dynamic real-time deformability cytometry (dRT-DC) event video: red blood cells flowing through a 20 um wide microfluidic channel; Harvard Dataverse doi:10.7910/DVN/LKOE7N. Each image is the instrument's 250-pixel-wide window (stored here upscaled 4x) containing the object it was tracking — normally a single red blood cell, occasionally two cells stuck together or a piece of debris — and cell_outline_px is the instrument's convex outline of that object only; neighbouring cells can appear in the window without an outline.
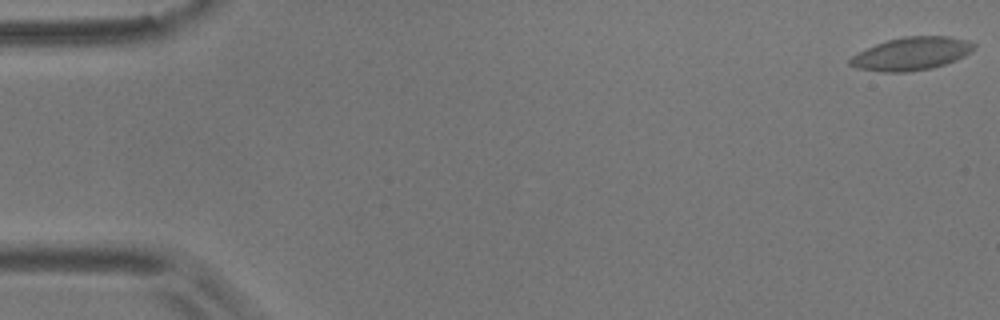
{"species": "common noctule bat (a hibernating species)", "species_latin": "Nyctalus noctula", "temperature_condition": "room temperature", "stored_images_in_passage": 11, "camera_frame_rate_fps": 3000, "um_per_image_px": 0.085, "animal": {"sex": "male", "body_mass_g": 17.9}, "frame": {"image": 1, "passage_image": 1, "time_ms": 0.0, "image_size_px": [1000, 320], "cell_outline_px": [[976, 48], [972, 52], [956, 60], [932, 68], [908, 72], [880, 72], [856, 68], [848, 64], [848, 60], [852, 56], [876, 44], [888, 40], [904, 36], [948, 36], [968, 40], [976, 44]], "centroid_in_image_um": [77.5, 4.57], "position_along_channel_um": 7.5, "area_um2": 23.93}}